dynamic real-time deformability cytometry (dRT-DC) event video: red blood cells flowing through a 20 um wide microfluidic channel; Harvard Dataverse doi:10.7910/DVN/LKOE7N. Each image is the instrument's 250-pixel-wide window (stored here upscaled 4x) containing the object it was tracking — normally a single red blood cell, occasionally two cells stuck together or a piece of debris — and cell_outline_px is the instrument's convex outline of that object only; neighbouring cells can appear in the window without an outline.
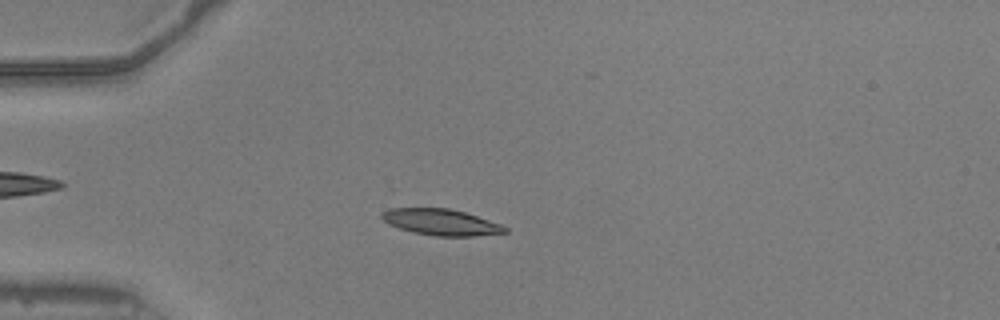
{"species": "common noctule bat (a hibernating species)", "species_latin": "Nyctalus noctula", "temperature_condition": "warm", "stored_images_in_passage": 51, "camera_frame_rate_fps": 3000, "um_per_image_px": 0.085, "animal": {"sex": "male", "body_mass_g": 20.5, "forearm_length_mm": 52.5}, "frame": {"image": 1, "passage_image": 14, "time_ms": 4.333, "image_size_px": [1000, 320], "cell_outline_px": [[508, 232], [472, 236], [436, 236], [412, 232], [388, 224], [380, 216], [380, 212], [388, 208], [448, 208], [464, 212], [500, 224], [508, 228]], "centroid_in_image_um": [37.44, 18.88], "position_along_channel_um": 47.6, "area_um2": 18.73}}
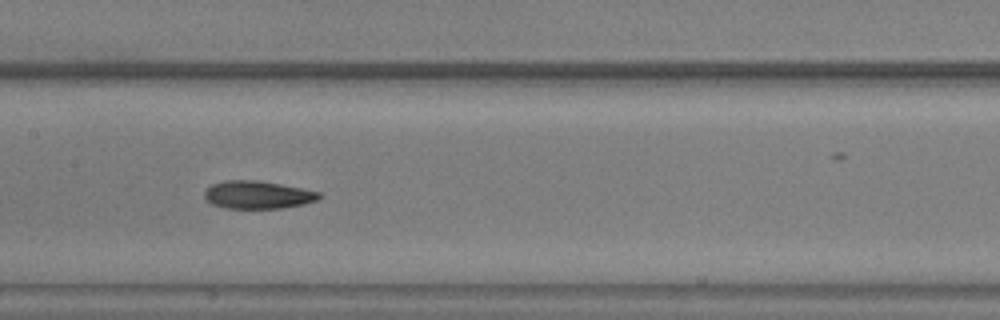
{"frame": {"image": 2, "passage_image": 26, "time_ms": 8.333, "image_size_px": [1000, 320], "cell_outline_px": [[324, 196], [316, 200], [304, 204], [280, 208], [224, 208], [212, 204], [204, 196], [204, 192], [212, 184], [224, 180], [256, 180], [280, 184], [320, 192]], "centroid_in_image_um": [21.91, 16.56], "position_along_channel_um": 185.5, "area_um2": 18.5}}
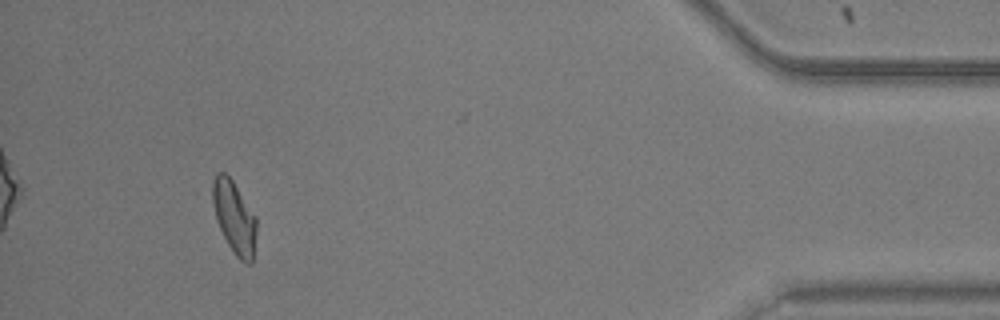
{"frame": {"image": 3, "passage_image": 48, "time_ms": 15.667, "image_size_px": [1000, 320], "cell_outline_px": [[256, 236], [252, 264], [248, 264], [240, 260], [236, 256], [228, 244], [220, 228], [204, 192], [216, 172], [224, 172], [232, 180], [256, 216]], "centroid_in_image_um": [19.8, 18.36], "position_along_channel_um": 415.4, "area_um2": 19.59}, "authors_computed_cell_mechanics": {"area_um2": 18.7272, "velocity_mm_per_s": 3.9412, "shape_relaxation_time_tau1_ms": 5.9099, "shape_relaxation_time_tau2_ms": 4.498, "deformation_change_tau1": 0.1869, "deformation_change_tau2": 0.115}}